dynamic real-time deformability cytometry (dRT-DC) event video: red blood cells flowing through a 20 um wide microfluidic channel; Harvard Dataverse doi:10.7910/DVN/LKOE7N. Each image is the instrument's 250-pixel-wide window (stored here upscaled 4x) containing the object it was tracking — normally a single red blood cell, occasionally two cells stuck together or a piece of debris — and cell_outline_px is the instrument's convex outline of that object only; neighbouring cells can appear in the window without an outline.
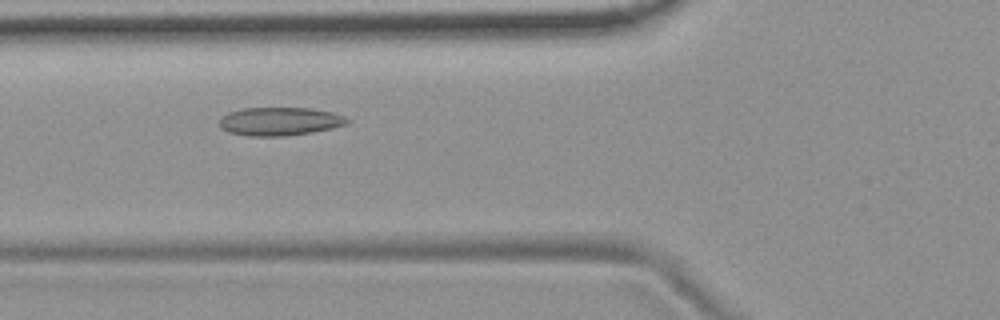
{"species": "common noctule bat (a hibernating species)", "species_latin": "Nyctalus noctula", "temperature_condition": "room temperature", "stored_images_in_passage": 49, "camera_frame_rate_fps": 3000, "um_per_image_px": 0.085, "animal": {"sex": "female", "body_mass_g": 19.9}, "frame": {"image": 1, "passage_image": 15, "time_ms": 4.667, "image_size_px": [1000, 320], "cell_outline_px": [[348, 124], [332, 128], [312, 132], [284, 136], [248, 136], [228, 132], [220, 128], [220, 120], [228, 112], [244, 108], [312, 108], [332, 112], [344, 116], [348, 120]], "centroid_in_image_um": [23.78, 10.32], "position_along_channel_um": 102.0, "area_um2": 21.04}}
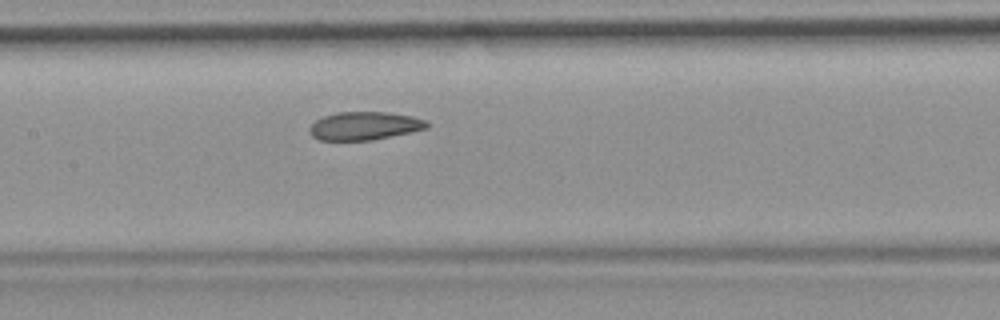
{"frame": {"image": 2, "passage_image": 21, "time_ms": 6.667, "image_size_px": [1000, 320], "cell_outline_px": [[432, 124], [428, 128], [372, 140], [320, 140], [312, 136], [308, 132], [308, 128], [316, 120], [324, 116], [336, 112], [388, 112], [412, 116], [428, 120]], "centroid_in_image_um": [31.0, 10.69], "position_along_channel_um": 176.4, "area_um2": 19.42}}
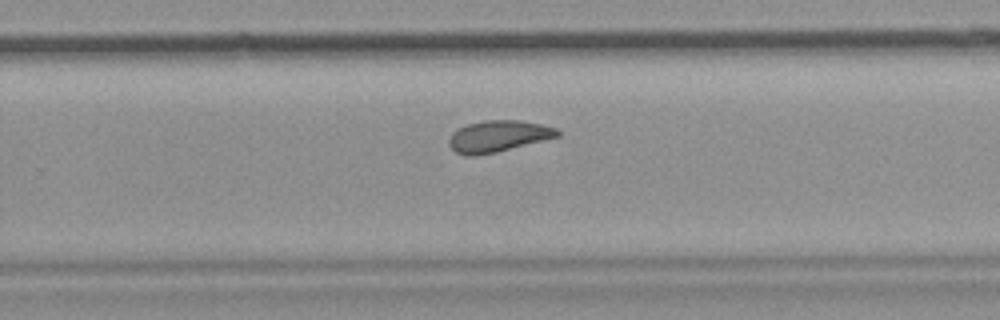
{"frame": {"image": 3, "passage_image": 30, "time_ms": 9.667, "image_size_px": [1000, 320], "cell_outline_px": [[560, 136], [496, 152], [476, 156], [464, 156], [456, 152], [448, 144], [448, 140], [452, 132], [468, 124], [484, 120], [520, 120], [540, 124], [556, 128], [560, 132]], "centroid_in_image_um": [42.33, 11.58], "position_along_channel_um": 287.5, "area_um2": 19.83}, "authors_computed_cell_mechanics": {"area_um2": 20.5768, "velocity_mm_per_s": 3.7174, "shape_relaxation_time_tau1_ms": null, "shape_relaxation_time_tau2_ms": 2.569, "deformation_change_tau1": null, "deformation_change_tau2": 0.0807}}